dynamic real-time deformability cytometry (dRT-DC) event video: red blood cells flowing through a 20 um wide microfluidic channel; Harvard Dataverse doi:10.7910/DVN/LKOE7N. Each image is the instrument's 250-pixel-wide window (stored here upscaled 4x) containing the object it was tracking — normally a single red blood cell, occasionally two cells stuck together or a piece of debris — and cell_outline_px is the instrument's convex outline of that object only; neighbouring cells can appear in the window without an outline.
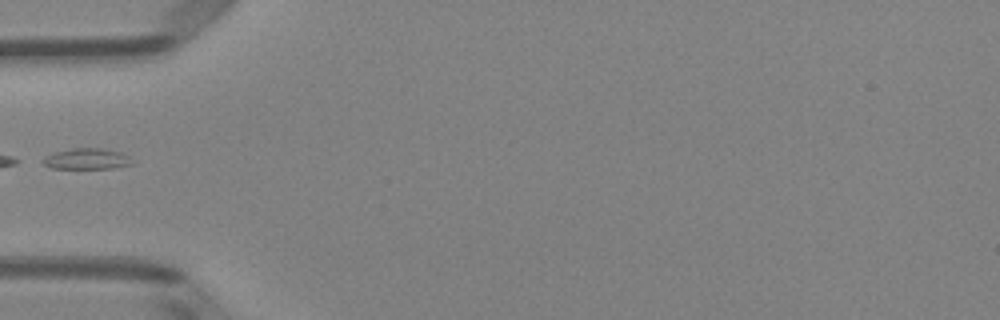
{"species": "Egyptian fruit bat (a non-hibernating species)", "species_latin": "Rousettus aegyptiacus", "temperature_condition": "room temperature", "stored_images_in_passage": 32, "camera_frame_rate_fps": 3000, "um_per_image_px": 0.085, "animal": {"sex": "female"}, "frame": {"image": 1, "passage_image": 1, "time_ms": 0.0, "image_size_px": [1000, 320], "cell_outline_px": [[132, 164], [112, 168], [52, 168], [36, 160], [44, 156], [56, 152], [72, 148], [100, 148], [120, 152], [128, 156]], "centroid_in_image_um": [7.28, 13.5], "position_along_channel_um": 77.7, "area_um2": 10.81}}